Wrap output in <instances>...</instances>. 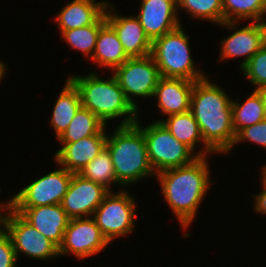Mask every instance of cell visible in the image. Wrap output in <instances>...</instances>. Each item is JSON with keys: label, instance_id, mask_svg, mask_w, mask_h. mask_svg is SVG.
Here are the masks:
<instances>
[{"label": "cell", "instance_id": "cell-35", "mask_svg": "<svg viewBox=\"0 0 266 267\" xmlns=\"http://www.w3.org/2000/svg\"><path fill=\"white\" fill-rule=\"evenodd\" d=\"M259 169L261 170L260 176L266 181V164L262 165Z\"/></svg>", "mask_w": 266, "mask_h": 267}, {"label": "cell", "instance_id": "cell-10", "mask_svg": "<svg viewBox=\"0 0 266 267\" xmlns=\"http://www.w3.org/2000/svg\"><path fill=\"white\" fill-rule=\"evenodd\" d=\"M218 26L228 30L230 34L218 42L220 52L217 62L240 58L242 61L238 67L241 69L266 43L263 22H249L246 25L240 22H223Z\"/></svg>", "mask_w": 266, "mask_h": 267}, {"label": "cell", "instance_id": "cell-36", "mask_svg": "<svg viewBox=\"0 0 266 267\" xmlns=\"http://www.w3.org/2000/svg\"><path fill=\"white\" fill-rule=\"evenodd\" d=\"M263 96H264V99H265V103H266V86H264L261 90H259Z\"/></svg>", "mask_w": 266, "mask_h": 267}, {"label": "cell", "instance_id": "cell-14", "mask_svg": "<svg viewBox=\"0 0 266 267\" xmlns=\"http://www.w3.org/2000/svg\"><path fill=\"white\" fill-rule=\"evenodd\" d=\"M108 192L102 185L74 173L61 206L70 219L92 217Z\"/></svg>", "mask_w": 266, "mask_h": 267}, {"label": "cell", "instance_id": "cell-11", "mask_svg": "<svg viewBox=\"0 0 266 267\" xmlns=\"http://www.w3.org/2000/svg\"><path fill=\"white\" fill-rule=\"evenodd\" d=\"M111 245L92 217L69 220L58 248L59 257L74 255L76 260L89 259L99 255Z\"/></svg>", "mask_w": 266, "mask_h": 267}, {"label": "cell", "instance_id": "cell-12", "mask_svg": "<svg viewBox=\"0 0 266 267\" xmlns=\"http://www.w3.org/2000/svg\"><path fill=\"white\" fill-rule=\"evenodd\" d=\"M5 231L11 239L17 259L20 260L19 257L22 255L43 262L59 259L58 247L29 224L18 212L13 211Z\"/></svg>", "mask_w": 266, "mask_h": 267}, {"label": "cell", "instance_id": "cell-17", "mask_svg": "<svg viewBox=\"0 0 266 267\" xmlns=\"http://www.w3.org/2000/svg\"><path fill=\"white\" fill-rule=\"evenodd\" d=\"M14 211L59 248L70 220L61 204L14 207Z\"/></svg>", "mask_w": 266, "mask_h": 267}, {"label": "cell", "instance_id": "cell-3", "mask_svg": "<svg viewBox=\"0 0 266 267\" xmlns=\"http://www.w3.org/2000/svg\"><path fill=\"white\" fill-rule=\"evenodd\" d=\"M68 79L79 90L82 107L89 109L107 126L111 120L113 122L119 118L121 119L117 126L132 125L141 115L126 99L113 74L104 79L98 72L92 70L85 76L73 73L68 75Z\"/></svg>", "mask_w": 266, "mask_h": 267}, {"label": "cell", "instance_id": "cell-23", "mask_svg": "<svg viewBox=\"0 0 266 267\" xmlns=\"http://www.w3.org/2000/svg\"><path fill=\"white\" fill-rule=\"evenodd\" d=\"M266 119V103L259 90H253L244 102L232 99V123L237 135L242 129Z\"/></svg>", "mask_w": 266, "mask_h": 267}, {"label": "cell", "instance_id": "cell-7", "mask_svg": "<svg viewBox=\"0 0 266 267\" xmlns=\"http://www.w3.org/2000/svg\"><path fill=\"white\" fill-rule=\"evenodd\" d=\"M140 120L139 115L135 124L143 131L149 162L156 174L190 164L198 158L187 145L178 141L161 122L153 120L152 123L146 125Z\"/></svg>", "mask_w": 266, "mask_h": 267}, {"label": "cell", "instance_id": "cell-31", "mask_svg": "<svg viewBox=\"0 0 266 267\" xmlns=\"http://www.w3.org/2000/svg\"><path fill=\"white\" fill-rule=\"evenodd\" d=\"M18 261L9 235L0 232V267H16Z\"/></svg>", "mask_w": 266, "mask_h": 267}, {"label": "cell", "instance_id": "cell-21", "mask_svg": "<svg viewBox=\"0 0 266 267\" xmlns=\"http://www.w3.org/2000/svg\"><path fill=\"white\" fill-rule=\"evenodd\" d=\"M127 59L129 57L126 55L117 33L106 23L99 30L95 50L90 61L100 69L112 72Z\"/></svg>", "mask_w": 266, "mask_h": 267}, {"label": "cell", "instance_id": "cell-28", "mask_svg": "<svg viewBox=\"0 0 266 267\" xmlns=\"http://www.w3.org/2000/svg\"><path fill=\"white\" fill-rule=\"evenodd\" d=\"M177 8L178 14L186 12L193 20L223 23V0H177Z\"/></svg>", "mask_w": 266, "mask_h": 267}, {"label": "cell", "instance_id": "cell-20", "mask_svg": "<svg viewBox=\"0 0 266 267\" xmlns=\"http://www.w3.org/2000/svg\"><path fill=\"white\" fill-rule=\"evenodd\" d=\"M156 121L161 122L178 141L187 145L198 157L215 154L204 143L198 123L190 111L170 115L166 119L158 118Z\"/></svg>", "mask_w": 266, "mask_h": 267}, {"label": "cell", "instance_id": "cell-33", "mask_svg": "<svg viewBox=\"0 0 266 267\" xmlns=\"http://www.w3.org/2000/svg\"><path fill=\"white\" fill-rule=\"evenodd\" d=\"M2 189H0L1 193ZM0 199V232H4L14 211V196L7 201Z\"/></svg>", "mask_w": 266, "mask_h": 267}, {"label": "cell", "instance_id": "cell-2", "mask_svg": "<svg viewBox=\"0 0 266 267\" xmlns=\"http://www.w3.org/2000/svg\"><path fill=\"white\" fill-rule=\"evenodd\" d=\"M207 75L194 82L190 112L198 123L204 143L215 153L228 154L235 142L232 98Z\"/></svg>", "mask_w": 266, "mask_h": 267}, {"label": "cell", "instance_id": "cell-24", "mask_svg": "<svg viewBox=\"0 0 266 267\" xmlns=\"http://www.w3.org/2000/svg\"><path fill=\"white\" fill-rule=\"evenodd\" d=\"M107 132V133H106ZM96 134H108V126L89 109L80 107L58 142H76Z\"/></svg>", "mask_w": 266, "mask_h": 267}, {"label": "cell", "instance_id": "cell-34", "mask_svg": "<svg viewBox=\"0 0 266 267\" xmlns=\"http://www.w3.org/2000/svg\"><path fill=\"white\" fill-rule=\"evenodd\" d=\"M3 61V59H0V85L2 83V79L5 78L4 76H6L7 71H9L7 63H4Z\"/></svg>", "mask_w": 266, "mask_h": 267}, {"label": "cell", "instance_id": "cell-13", "mask_svg": "<svg viewBox=\"0 0 266 267\" xmlns=\"http://www.w3.org/2000/svg\"><path fill=\"white\" fill-rule=\"evenodd\" d=\"M115 4L108 2L105 8L106 22L114 29L129 58L151 54L152 42L146 36L139 19L133 14H118ZM117 11V12H116Z\"/></svg>", "mask_w": 266, "mask_h": 267}, {"label": "cell", "instance_id": "cell-27", "mask_svg": "<svg viewBox=\"0 0 266 267\" xmlns=\"http://www.w3.org/2000/svg\"><path fill=\"white\" fill-rule=\"evenodd\" d=\"M78 174L85 179L102 185L108 191H115L112 186H118L120 190L123 189L117 183L111 155L107 148L99 153Z\"/></svg>", "mask_w": 266, "mask_h": 267}, {"label": "cell", "instance_id": "cell-1", "mask_svg": "<svg viewBox=\"0 0 266 267\" xmlns=\"http://www.w3.org/2000/svg\"><path fill=\"white\" fill-rule=\"evenodd\" d=\"M210 157L201 156L190 164L156 174L155 180L161 187L163 199L183 231L190 229L207 192L215 184L211 176Z\"/></svg>", "mask_w": 266, "mask_h": 267}, {"label": "cell", "instance_id": "cell-5", "mask_svg": "<svg viewBox=\"0 0 266 267\" xmlns=\"http://www.w3.org/2000/svg\"><path fill=\"white\" fill-rule=\"evenodd\" d=\"M179 26L152 42L151 55L161 77L181 78L197 81L207 76L203 68L197 67L191 53L190 36Z\"/></svg>", "mask_w": 266, "mask_h": 267}, {"label": "cell", "instance_id": "cell-9", "mask_svg": "<svg viewBox=\"0 0 266 267\" xmlns=\"http://www.w3.org/2000/svg\"><path fill=\"white\" fill-rule=\"evenodd\" d=\"M55 170L40 175L14 193V207H37L61 204L72 175L54 161Z\"/></svg>", "mask_w": 266, "mask_h": 267}, {"label": "cell", "instance_id": "cell-26", "mask_svg": "<svg viewBox=\"0 0 266 267\" xmlns=\"http://www.w3.org/2000/svg\"><path fill=\"white\" fill-rule=\"evenodd\" d=\"M266 0H223V22H263Z\"/></svg>", "mask_w": 266, "mask_h": 267}, {"label": "cell", "instance_id": "cell-25", "mask_svg": "<svg viewBox=\"0 0 266 267\" xmlns=\"http://www.w3.org/2000/svg\"><path fill=\"white\" fill-rule=\"evenodd\" d=\"M105 12L91 25L62 31L60 39L71 49L80 52L83 58L91 60L99 30L106 24ZM85 56V57H84Z\"/></svg>", "mask_w": 266, "mask_h": 267}, {"label": "cell", "instance_id": "cell-8", "mask_svg": "<svg viewBox=\"0 0 266 267\" xmlns=\"http://www.w3.org/2000/svg\"><path fill=\"white\" fill-rule=\"evenodd\" d=\"M110 74L114 75L119 86L124 91L126 99L139 112L141 111L138 99H152L155 88L161 78L159 69L151 54L144 57L129 58Z\"/></svg>", "mask_w": 266, "mask_h": 267}, {"label": "cell", "instance_id": "cell-4", "mask_svg": "<svg viewBox=\"0 0 266 267\" xmlns=\"http://www.w3.org/2000/svg\"><path fill=\"white\" fill-rule=\"evenodd\" d=\"M107 135L109 151L117 183L123 189L156 177L147 152L143 131L136 125L117 126Z\"/></svg>", "mask_w": 266, "mask_h": 267}, {"label": "cell", "instance_id": "cell-16", "mask_svg": "<svg viewBox=\"0 0 266 267\" xmlns=\"http://www.w3.org/2000/svg\"><path fill=\"white\" fill-rule=\"evenodd\" d=\"M108 134H96L76 142H59L60 148L53 153V161L71 173H79L106 148Z\"/></svg>", "mask_w": 266, "mask_h": 267}, {"label": "cell", "instance_id": "cell-37", "mask_svg": "<svg viewBox=\"0 0 266 267\" xmlns=\"http://www.w3.org/2000/svg\"><path fill=\"white\" fill-rule=\"evenodd\" d=\"M263 24H264V27H265V37H266V15H265V18L263 20Z\"/></svg>", "mask_w": 266, "mask_h": 267}, {"label": "cell", "instance_id": "cell-18", "mask_svg": "<svg viewBox=\"0 0 266 267\" xmlns=\"http://www.w3.org/2000/svg\"><path fill=\"white\" fill-rule=\"evenodd\" d=\"M194 82L181 78H160L155 88L153 100H156L158 113H160L162 119L170 115L190 111V99Z\"/></svg>", "mask_w": 266, "mask_h": 267}, {"label": "cell", "instance_id": "cell-15", "mask_svg": "<svg viewBox=\"0 0 266 267\" xmlns=\"http://www.w3.org/2000/svg\"><path fill=\"white\" fill-rule=\"evenodd\" d=\"M137 11L135 16L151 42L183 25L177 0H140Z\"/></svg>", "mask_w": 266, "mask_h": 267}, {"label": "cell", "instance_id": "cell-32", "mask_svg": "<svg viewBox=\"0 0 266 267\" xmlns=\"http://www.w3.org/2000/svg\"><path fill=\"white\" fill-rule=\"evenodd\" d=\"M260 192L256 194H251L253 197V212L266 216V181L260 176Z\"/></svg>", "mask_w": 266, "mask_h": 267}, {"label": "cell", "instance_id": "cell-6", "mask_svg": "<svg viewBox=\"0 0 266 267\" xmlns=\"http://www.w3.org/2000/svg\"><path fill=\"white\" fill-rule=\"evenodd\" d=\"M126 190L109 191L92 215L110 244L116 238L129 237L136 229L137 198L130 193V190L129 192Z\"/></svg>", "mask_w": 266, "mask_h": 267}, {"label": "cell", "instance_id": "cell-30", "mask_svg": "<svg viewBox=\"0 0 266 267\" xmlns=\"http://www.w3.org/2000/svg\"><path fill=\"white\" fill-rule=\"evenodd\" d=\"M253 143L252 145L260 146L266 150V119L253 124L249 127L242 129L235 138V142L232 149L228 152L231 155V151L236 149L240 143ZM236 147V148H235Z\"/></svg>", "mask_w": 266, "mask_h": 267}, {"label": "cell", "instance_id": "cell-19", "mask_svg": "<svg viewBox=\"0 0 266 267\" xmlns=\"http://www.w3.org/2000/svg\"><path fill=\"white\" fill-rule=\"evenodd\" d=\"M107 0H71L53 18L58 32L93 24L104 12Z\"/></svg>", "mask_w": 266, "mask_h": 267}, {"label": "cell", "instance_id": "cell-22", "mask_svg": "<svg viewBox=\"0 0 266 267\" xmlns=\"http://www.w3.org/2000/svg\"><path fill=\"white\" fill-rule=\"evenodd\" d=\"M81 106L79 90L66 78L63 88L54 102L49 121L51 129H54L52 132L55 133L57 139L67 129L75 113Z\"/></svg>", "mask_w": 266, "mask_h": 267}, {"label": "cell", "instance_id": "cell-29", "mask_svg": "<svg viewBox=\"0 0 266 267\" xmlns=\"http://www.w3.org/2000/svg\"><path fill=\"white\" fill-rule=\"evenodd\" d=\"M242 71V72H241ZM253 90H261L266 86V43L240 69Z\"/></svg>", "mask_w": 266, "mask_h": 267}]
</instances>
